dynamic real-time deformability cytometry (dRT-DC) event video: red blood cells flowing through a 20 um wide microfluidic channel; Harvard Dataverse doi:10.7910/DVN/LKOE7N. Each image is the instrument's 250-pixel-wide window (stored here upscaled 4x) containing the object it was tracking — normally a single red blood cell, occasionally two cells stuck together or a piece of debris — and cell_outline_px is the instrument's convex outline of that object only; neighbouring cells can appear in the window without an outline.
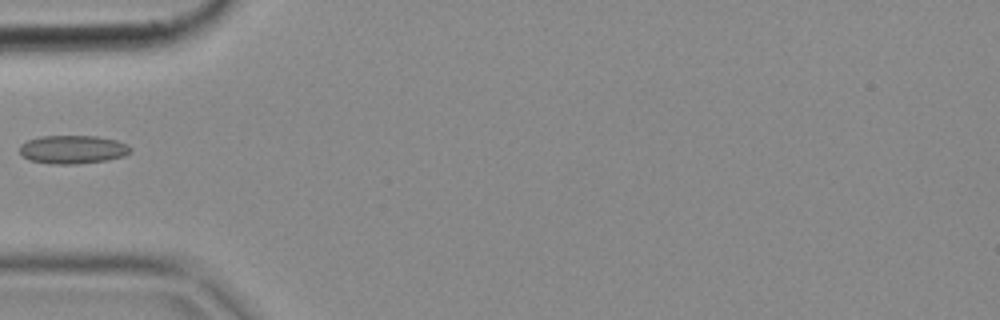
{"species": "common noctule bat (a hibernating species)", "species_latin": "Nyctalus noctula", "temperature_condition": "cold", "stored_images_in_passage": 1, "camera_frame_rate_fps": 3000, "um_per_image_px": 0.085, "animal": {"sex": "female", "body_mass_g": 18.4}, "frame": {"image": 1, "passage_image": 1, "time_ms": 0.0, "image_size_px": [1000, 320], "cell_outline_px": [[132, 152], [124, 156], [108, 160], [76, 164], [52, 164], [28, 160], [20, 152], [20, 144], [28, 140], [40, 136], [96, 136], [116, 140], [128, 144], [132, 148]], "centroid_in_image_um": [6.21, 12.71], "position_along_channel_um": 78.8, "area_um2": 18.5}}